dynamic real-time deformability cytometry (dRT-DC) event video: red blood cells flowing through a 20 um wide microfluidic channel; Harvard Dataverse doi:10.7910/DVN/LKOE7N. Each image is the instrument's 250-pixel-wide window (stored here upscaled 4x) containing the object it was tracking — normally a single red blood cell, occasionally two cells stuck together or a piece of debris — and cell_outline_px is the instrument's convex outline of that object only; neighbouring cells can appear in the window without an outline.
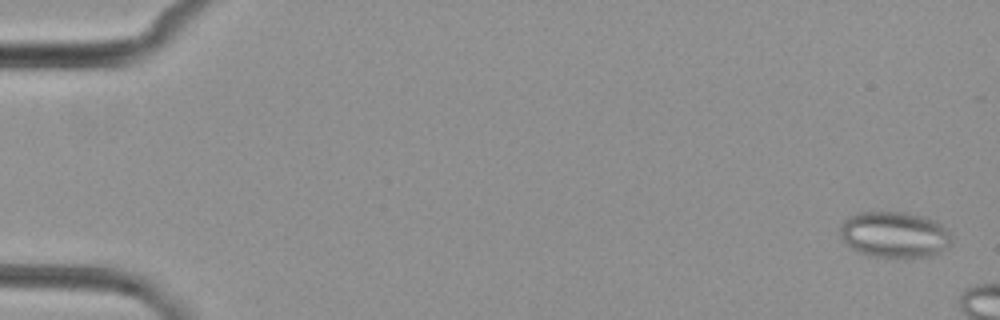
{"species": "common noctule bat (a hibernating species)", "species_latin": "Nyctalus noctula", "temperature_condition": "cold", "stored_images_in_passage": 3, "camera_frame_rate_fps": 3000, "um_per_image_px": 0.085, "animal": {"sex": "female", "body_mass_g": 29.2, "forearm_length_mm": 56.3}, "frame": {"image": 1, "passage_image": 3, "time_ms": 2.333, "image_size_px": [1000, 320], "cell_outline_px": [[952, 244], [936, 256], [904, 260], [872, 256], [860, 252], [852, 248], [840, 236], [840, 224], [848, 216], [860, 212], [904, 212], [936, 220], [952, 232]], "centroid_in_image_um": [76.1, 19.98], "position_along_channel_um": 8.9, "area_um2": 30.92}}